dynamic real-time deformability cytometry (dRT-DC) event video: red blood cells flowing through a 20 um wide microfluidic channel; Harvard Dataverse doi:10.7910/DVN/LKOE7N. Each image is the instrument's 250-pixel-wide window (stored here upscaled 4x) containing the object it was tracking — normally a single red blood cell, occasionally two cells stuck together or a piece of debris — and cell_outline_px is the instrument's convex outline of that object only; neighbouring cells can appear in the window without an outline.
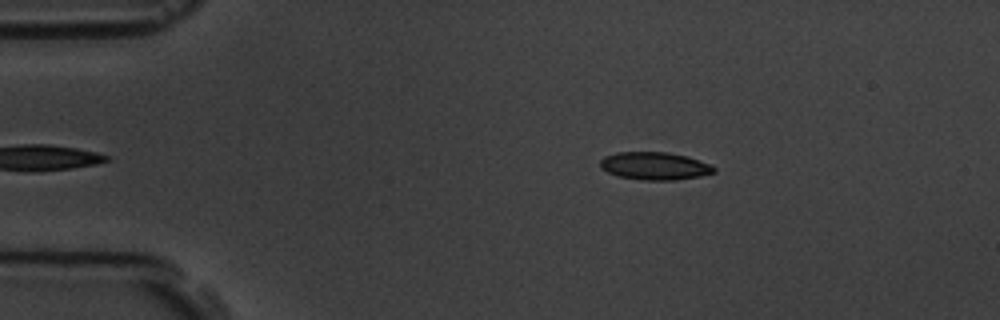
{"species": "common noctule bat (a hibernating species)", "species_latin": "Nyctalus noctula", "temperature_condition": "room temperature", "stored_images_in_passage": 4, "camera_frame_rate_fps": 3000, "um_per_image_px": 0.085, "animal": {"sex": "male", "body_mass_g": 19.5, "forearm_length_mm": 54.6}, "frame": {"image": 1, "passage_image": 4, "time_ms": 4.333, "image_size_px": [1000, 320], "cell_outline_px": [[716, 172], [700, 176], [672, 180], [644, 180], [616, 176], [600, 168], [600, 160], [604, 156], [616, 152], [668, 152], [684, 156], [708, 164], [716, 168]], "centroid_in_image_um": [55.59, 14.11], "position_along_channel_um": 29.4, "area_um2": 18.26}}